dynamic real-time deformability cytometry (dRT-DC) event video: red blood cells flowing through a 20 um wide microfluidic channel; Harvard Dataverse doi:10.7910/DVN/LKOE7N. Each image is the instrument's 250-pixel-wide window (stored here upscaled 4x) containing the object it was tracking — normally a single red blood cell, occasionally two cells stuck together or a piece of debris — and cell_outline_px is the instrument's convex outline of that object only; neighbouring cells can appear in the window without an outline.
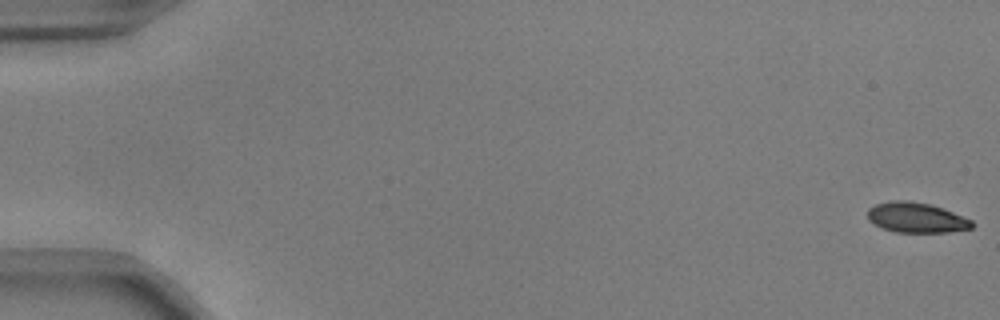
{"species": "common noctule bat (a hibernating species)", "species_latin": "Nyctalus noctula", "temperature_condition": "warm", "stored_images_in_passage": 55, "camera_frame_rate_fps": 3000, "um_per_image_px": 0.085, "animal": {"sex": "male", "body_mass_g": 17.9, "forearm_length_mm": 54.2}, "frame": {"image": 1, "passage_image": 1, "time_ms": 0.0, "image_size_px": [1000, 320], "cell_outline_px": [[976, 224], [972, 228], [948, 232], [896, 232], [884, 228], [868, 220], [868, 208], [876, 204], [888, 200], [908, 200], [932, 204], [972, 220]], "centroid_in_image_um": [77.9, 18.48], "position_along_channel_um": 7.1, "area_um2": 18.38}}
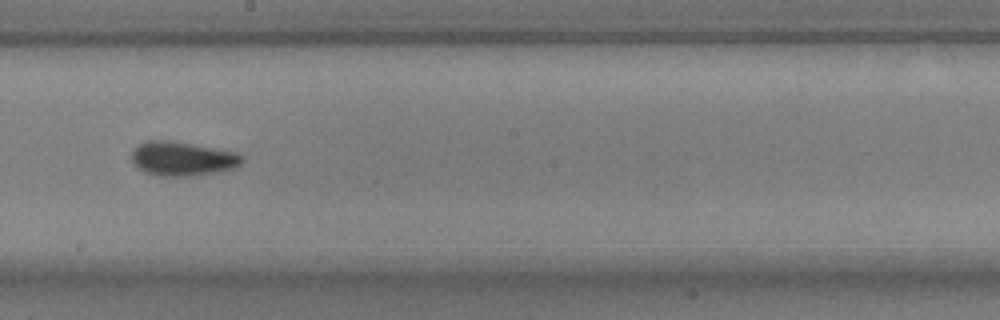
{"frame": {"image": 2, "passage_image": 32, "time_ms": 10.333, "image_size_px": [1000, 320], "cell_outline_px": [[244, 160], [236, 168], [220, 172], [192, 176], [156, 176], [144, 172], [136, 168], [132, 164], [132, 148], [148, 140], [172, 140], [236, 152], [244, 156]], "centroid_in_image_um": [15.5, 13.5], "position_along_channel_um": 232.7, "area_um2": 22.48}}
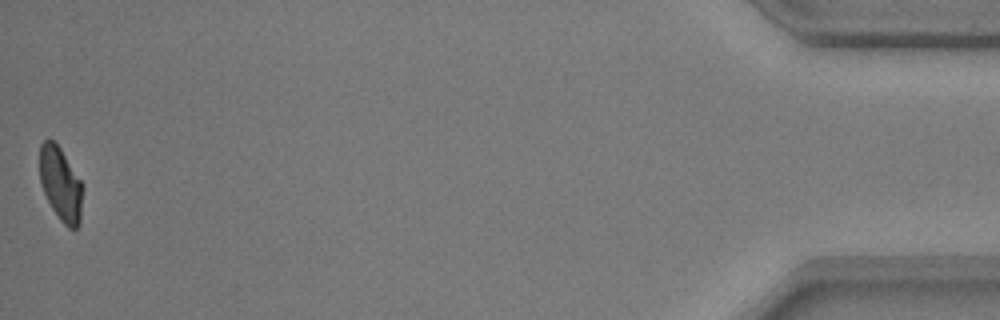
{"frame": {"image": 3, "passage_image": 55, "time_ms": 18.0, "image_size_px": [1000, 320], "cell_outline_px": [[84, 188], [80, 224], [76, 228], [68, 228], [60, 220], [52, 208], [40, 184], [40, 144], [44, 140], [52, 140], [60, 148], [84, 184]], "centroid_in_image_um": [5.19, 15.67], "position_along_channel_um": 430.0, "area_um2": 18.67}, "authors_computed_cell_mechanics": {"area_um2": 19.9988, "velocity_mm_per_s": 3.7251, "shape_relaxation_time_tau1_ms": 3.3161, "shape_relaxation_time_tau2_ms": 1.624, "deformation_change_tau1": 0.1487, "deformation_change_tau2": 0.0607}}